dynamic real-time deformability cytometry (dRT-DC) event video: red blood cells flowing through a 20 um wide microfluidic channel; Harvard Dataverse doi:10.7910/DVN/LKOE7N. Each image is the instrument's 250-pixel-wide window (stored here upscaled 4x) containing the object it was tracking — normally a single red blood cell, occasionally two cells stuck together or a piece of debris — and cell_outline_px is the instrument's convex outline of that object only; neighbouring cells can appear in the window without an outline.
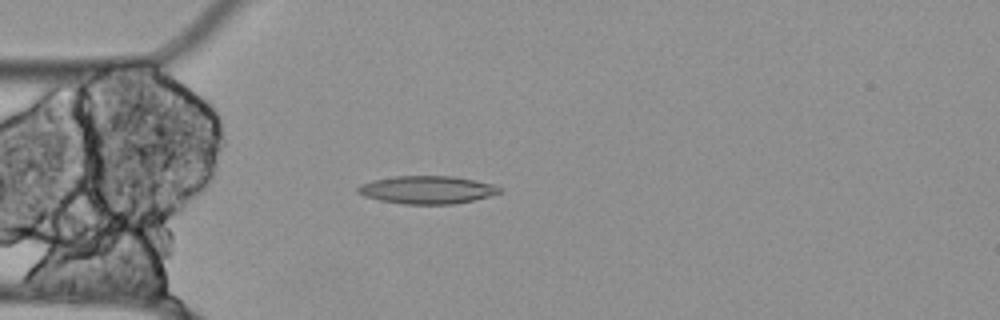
{"species": "Egyptian fruit bat (a non-hibernating species)", "species_latin": "Rousettus aegyptiacus", "temperature_condition": "cold", "stored_images_in_passage": 56, "camera_frame_rate_fps": 3000, "um_per_image_px": 0.085, "animal": {"sex": "female"}, "frame": {"image": 1, "passage_image": 15, "time_ms": 4.667, "image_size_px": [1000, 320], "cell_outline_px": [[504, 188], [500, 192], [488, 196], [472, 200], [452, 204], [404, 204], [380, 200], [364, 196], [356, 192], [356, 188], [360, 184], [372, 180], [396, 176], [452, 176], [492, 184]], "centroid_in_image_um": [36.26, 16.13], "position_along_channel_um": 48.7, "area_um2": 22.89}}
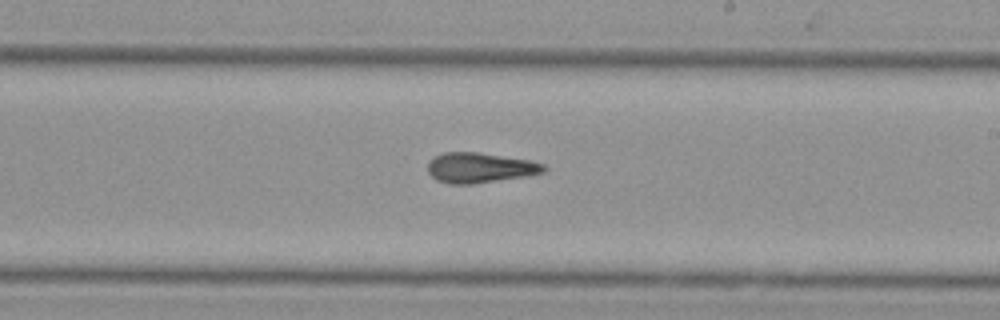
{"frame": {"image": 2, "passage_image": 32, "time_ms": 10.333, "image_size_px": [1000, 320], "cell_outline_px": [[548, 168], [544, 172], [528, 176], [472, 184], [448, 184], [436, 180], [428, 172], [428, 164], [436, 156], [444, 152], [480, 152], [532, 160], [544, 164]], "centroid_in_image_um": [40.84, 14.26], "position_along_channel_um": 248.2, "area_um2": 20.58}}
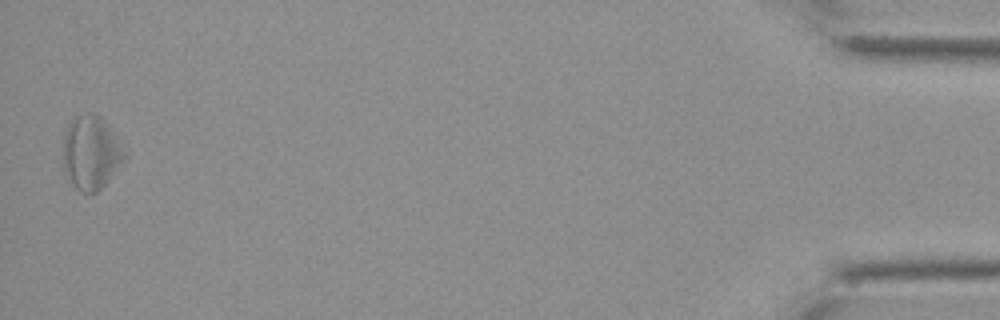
{"frame": {"image": 3, "passage_image": 55, "time_ms": 18.0, "image_size_px": [1000, 320], "cell_outline_px": [[128, 156], [112, 176], [96, 192], [80, 192], [72, 184], [64, 168], [64, 136], [68, 124], [76, 116], [88, 112], [96, 112], [108, 124], [128, 152]], "centroid_in_image_um": [7.78, 12.94], "position_along_channel_um": 427.4, "area_um2": 26.47}, "authors_computed_cell_mechanics": {"area_um2": 22.3686, "velocity_mm_per_s": 3.518, "shape_relaxation_time_tau1_ms": null, "shape_relaxation_time_tau2_ms": 7.4016, "deformation_change_tau1": null, "deformation_change_tau2": 0.2073}}